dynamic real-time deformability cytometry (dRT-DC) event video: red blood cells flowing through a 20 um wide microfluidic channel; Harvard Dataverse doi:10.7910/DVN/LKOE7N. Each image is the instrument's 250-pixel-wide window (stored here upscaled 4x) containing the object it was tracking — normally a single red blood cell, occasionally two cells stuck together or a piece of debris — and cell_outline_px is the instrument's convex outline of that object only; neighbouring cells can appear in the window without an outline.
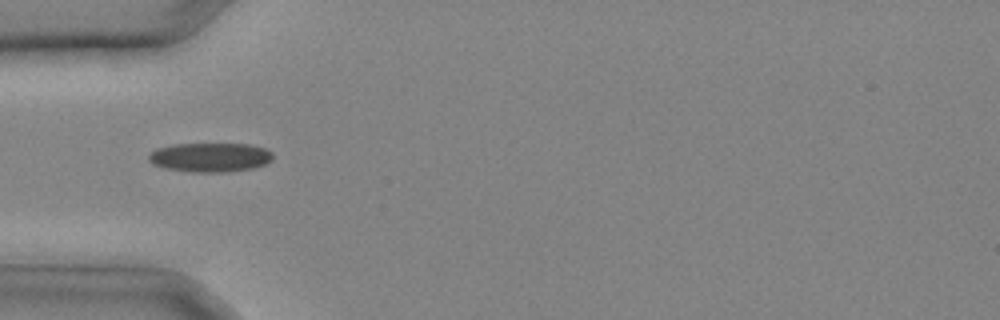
{"species": "common noctule bat (a hibernating species)", "species_latin": "Nyctalus noctula", "temperature_condition": "cold", "stored_images_in_passage": 27, "camera_frame_rate_fps": 3000, "um_per_image_px": 0.085, "animal": {"sex": "male", "body_mass_g": 20.4}, "frame": {"image": 1, "passage_image": 6, "time_ms": 1.667, "image_size_px": [1000, 320], "cell_outline_px": [[272, 160], [264, 164], [252, 168], [228, 172], [192, 172], [164, 168], [152, 164], [148, 160], [148, 156], [156, 148], [172, 144], [248, 144], [264, 148], [272, 152]], "centroid_in_image_um": [17.83, 13.37], "position_along_channel_um": 67.2, "area_um2": 21.15}}
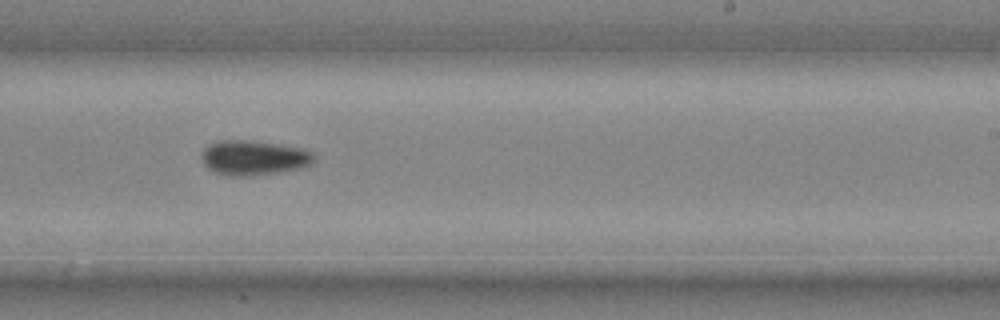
{"frame": {"image": 2, "passage_image": 16, "time_ms": 5.0, "image_size_px": [1000, 320], "cell_outline_px": [[316, 160], [312, 164], [304, 168], [276, 172], [240, 176], [228, 176], [216, 172], [208, 168], [204, 164], [200, 156], [204, 148], [208, 144], [216, 140], [248, 140], [276, 144], [300, 148], [312, 152]], "centroid_in_image_um": [21.55, 13.4], "position_along_channel_um": 267.5, "area_um2": 22.77}}
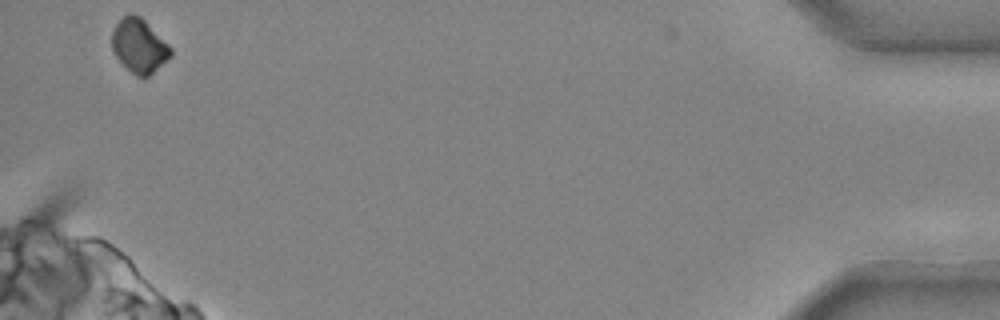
{"frame": {"image": 3, "passage_image": 27, "time_ms": 8.667, "image_size_px": [1000, 320], "cell_outline_px": [[172, 56], [148, 76], [136, 76], [116, 56], [112, 48], [112, 32], [116, 24], [128, 12], [132, 12], [140, 16], [172, 48]], "centroid_in_image_um": [11.84, 3.86], "position_along_channel_um": 423.4, "area_um2": 18.15}}